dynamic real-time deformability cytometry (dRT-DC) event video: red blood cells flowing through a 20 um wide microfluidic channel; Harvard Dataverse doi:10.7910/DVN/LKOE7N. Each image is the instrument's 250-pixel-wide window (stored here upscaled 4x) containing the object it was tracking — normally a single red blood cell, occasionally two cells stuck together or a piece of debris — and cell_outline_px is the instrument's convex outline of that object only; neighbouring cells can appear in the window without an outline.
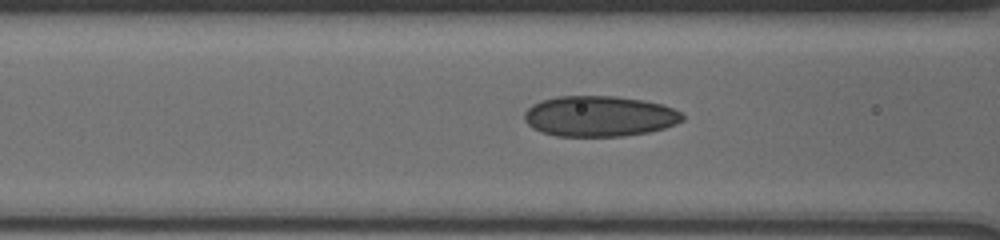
{"species": "human", "species_latin": "Homo sapiens", "temperature_condition": "cold", "stored_images_in_passage": 44, "camera_frame_rate_fps": 3000, "um_per_image_px": 0.085, "donor": {"sex": "male"}, "frame": {"image": 1, "passage_image": 18, "time_ms": 5.333, "image_size_px": [1000, 240], "cell_outline_px": [[684, 120], [676, 124], [664, 128], [648, 132], [624, 136], [556, 136], [540, 132], [532, 128], [524, 120], [524, 112], [532, 104], [540, 100], [556, 96], [616, 96], [644, 100], [660, 104], [672, 108], [680, 112], [684, 116]], "centroid_in_image_um": [50.92, 9.88], "position_along_channel_um": 115.7, "area_um2": 37.69}}
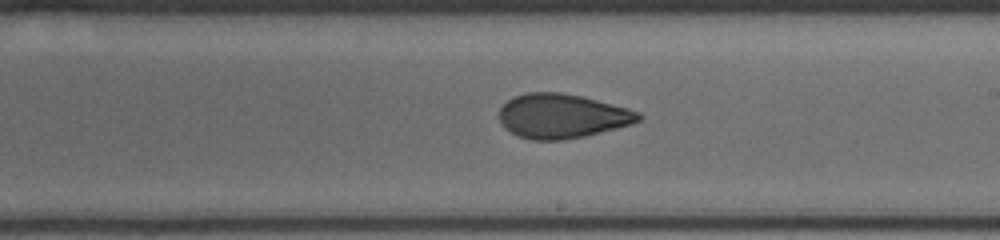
{"frame": {"image": 2, "passage_image": 28, "time_ms": 8.667, "image_size_px": [1000, 240], "cell_outline_px": [[644, 116], [640, 120], [632, 124], [584, 136], [564, 140], [532, 140], [520, 136], [504, 128], [500, 124], [500, 108], [512, 96], [528, 92], [560, 92], [580, 96], [628, 108], [640, 112]], "centroid_in_image_um": [47.77, 9.86], "position_along_channel_um": 241.2, "area_um2": 35.95}}
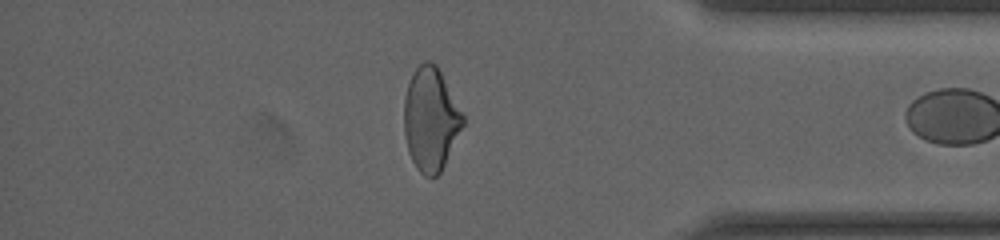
{"frame": {"image": 3, "passage_image": 43, "time_ms": 13.333, "image_size_px": [1000, 240], "cell_outline_px": [[464, 124], [440, 172], [436, 176], [424, 176], [416, 168], [408, 152], [404, 132], [404, 100], [408, 84], [412, 72], [424, 60], [432, 60], [436, 64], [464, 116]], "centroid_in_image_um": [36.59, 10.11], "position_along_channel_um": 398.6, "area_um2": 35.14}}